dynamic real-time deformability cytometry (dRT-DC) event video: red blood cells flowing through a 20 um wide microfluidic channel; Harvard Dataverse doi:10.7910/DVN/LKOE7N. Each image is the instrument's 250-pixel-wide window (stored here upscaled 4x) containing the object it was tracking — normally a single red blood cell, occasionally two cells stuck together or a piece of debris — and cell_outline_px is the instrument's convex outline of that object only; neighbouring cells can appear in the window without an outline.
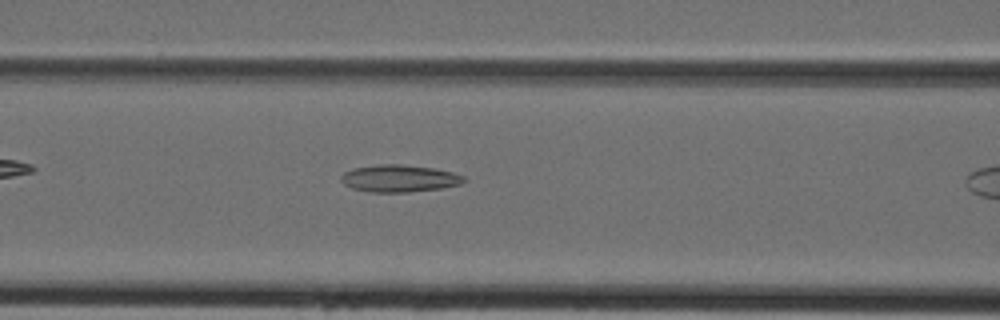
{"species": "Egyptian fruit bat (a non-hibernating species)", "species_latin": "Rousettus aegyptiacus", "temperature_condition": "cold", "stored_images_in_passage": 6, "camera_frame_rate_fps": 3000, "um_per_image_px": 0.085, "animal": {"sex": "female"}, "frame": {"image": 1, "passage_image": 5, "time_ms": 1.333, "image_size_px": [1000, 320], "cell_outline_px": [[464, 180], [460, 184], [440, 188], [408, 192], [368, 192], [352, 188], [344, 184], [340, 180], [340, 176], [344, 172], [352, 168], [380, 164], [400, 164], [432, 168], [452, 172], [464, 176]], "centroid_in_image_um": [33.88, 15.16], "position_along_channel_um": 132.7, "area_um2": 19.36}}